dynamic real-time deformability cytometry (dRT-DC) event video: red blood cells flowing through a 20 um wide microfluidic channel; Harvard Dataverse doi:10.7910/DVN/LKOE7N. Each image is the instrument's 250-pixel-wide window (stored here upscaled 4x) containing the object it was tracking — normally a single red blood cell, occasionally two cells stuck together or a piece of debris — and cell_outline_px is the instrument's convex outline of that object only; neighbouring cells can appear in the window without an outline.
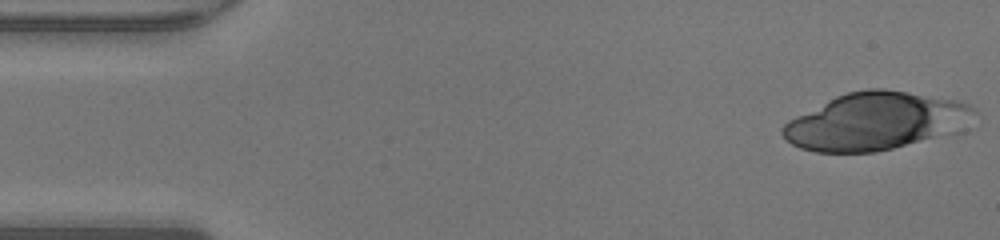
{"species": "human", "species_latin": "Homo sapiens", "temperature_condition": "warm", "stored_images_in_passage": 30, "camera_frame_rate_fps": 3000, "um_per_image_px": 0.085, "donor": {"sex": "male"}, "frame": {"image": 1, "passage_image": 1, "time_ms": 0.0, "image_size_px": [1000, 240], "cell_outline_px": [[976, 112], [932, 136], [892, 148], [876, 152], [816, 152], [800, 148], [792, 144], [780, 132], [780, 128], [788, 120], [836, 96], [848, 92], [868, 88], [884, 88], [956, 100], [968, 104], [976, 108]], "centroid_in_image_um": [74.2, 10.28], "position_along_channel_um": 10.8, "area_um2": 61.61}}